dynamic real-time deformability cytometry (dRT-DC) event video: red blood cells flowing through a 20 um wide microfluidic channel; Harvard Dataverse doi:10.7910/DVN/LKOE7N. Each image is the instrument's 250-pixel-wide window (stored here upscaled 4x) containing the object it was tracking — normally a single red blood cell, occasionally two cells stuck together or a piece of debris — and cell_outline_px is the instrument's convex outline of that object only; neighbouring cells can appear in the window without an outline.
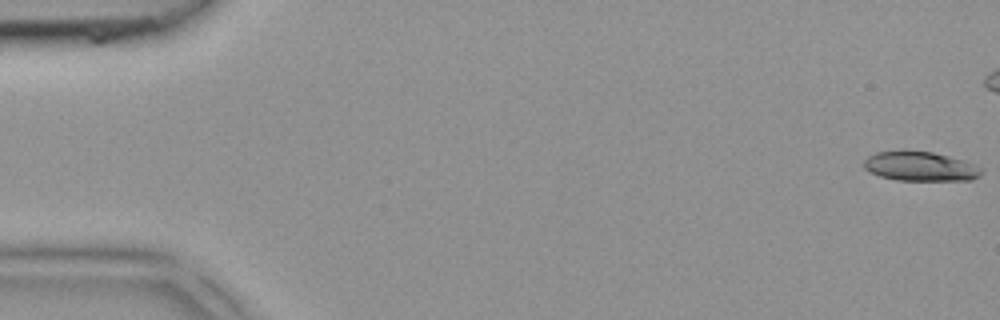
{"species": "common noctule bat (a hibernating species)", "species_latin": "Nyctalus noctula", "temperature_condition": "room temperature", "stored_images_in_passage": 6, "camera_frame_rate_fps": 3000, "um_per_image_px": 0.085, "animal": {"sex": "female", "body_mass_g": 18.4}, "frame": {"image": 1, "passage_image": 1, "time_ms": 0.0, "image_size_px": [1000, 320], "cell_outline_px": [[984, 172], [980, 176], [972, 180], [896, 180], [880, 176], [868, 172], [864, 168], [864, 160], [868, 156], [876, 152], [904, 148], [932, 152], [948, 156], [976, 164]], "centroid_in_image_um": [78.19, 14.11], "position_along_channel_um": 6.8, "area_um2": 20.69}}